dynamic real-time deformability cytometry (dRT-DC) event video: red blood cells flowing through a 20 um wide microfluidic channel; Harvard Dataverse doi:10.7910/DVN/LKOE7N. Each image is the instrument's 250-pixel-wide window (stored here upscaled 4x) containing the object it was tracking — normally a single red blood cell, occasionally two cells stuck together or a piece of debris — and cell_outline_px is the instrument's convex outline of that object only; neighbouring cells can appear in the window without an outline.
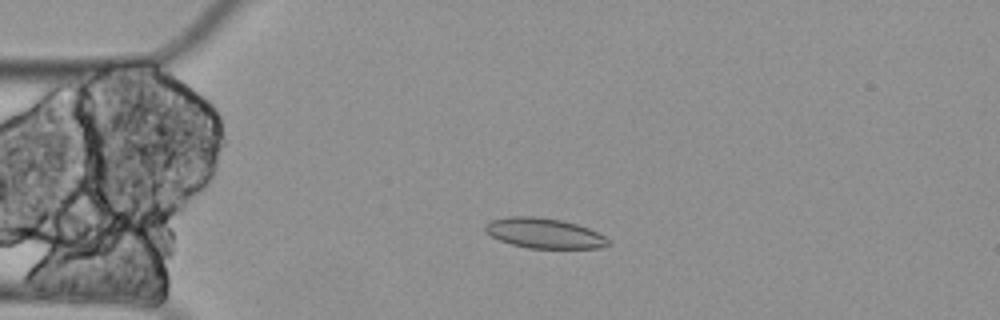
{"species": "Egyptian fruit bat (a non-hibernating species)", "species_latin": "Rousettus aegyptiacus", "temperature_condition": "cold", "stored_images_in_passage": 4, "camera_frame_rate_fps": 3000, "um_per_image_px": 0.085, "animal": {"sex": "female"}, "frame": {"image": 1, "passage_image": 3, "time_ms": 0.667, "image_size_px": [1000, 320], "cell_outline_px": [[612, 244], [600, 248], [528, 248], [512, 244], [500, 240], [492, 236], [484, 228], [484, 224], [492, 220], [508, 216], [536, 216], [560, 220], [576, 224], [588, 228], [604, 236]], "centroid_in_image_um": [46.26, 19.82], "position_along_channel_um": 38.7, "area_um2": 21.44}}